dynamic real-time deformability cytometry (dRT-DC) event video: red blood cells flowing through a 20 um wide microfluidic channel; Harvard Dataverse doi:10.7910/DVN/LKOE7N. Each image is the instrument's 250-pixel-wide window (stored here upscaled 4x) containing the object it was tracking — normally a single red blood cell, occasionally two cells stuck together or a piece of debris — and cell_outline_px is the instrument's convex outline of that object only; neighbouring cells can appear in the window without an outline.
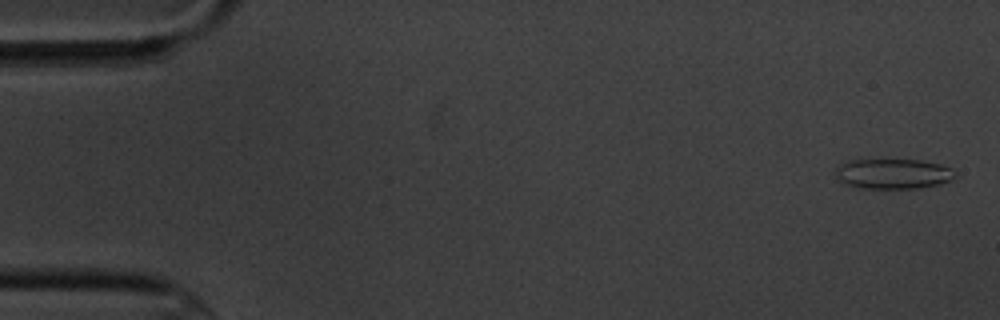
{"species": "common noctule bat (a hibernating species)", "species_latin": "Nyctalus noctula", "temperature_condition": "cold", "stored_images_in_passage": 5, "camera_frame_rate_fps": 3000, "um_per_image_px": 0.085, "animal": {"sex": "male", "body_mass_g": 20.1, "forearm_length_mm": 53.5}, "frame": {"image": 1, "passage_image": 1, "time_ms": 0.0, "image_size_px": [1000, 320], "cell_outline_px": [[952, 180], [920, 188], [860, 188], [844, 184], [836, 180], [836, 168], [844, 160], [920, 160], [940, 164], [952, 168]], "centroid_in_image_um": [75.83, 14.77], "position_along_channel_um": 9.2, "area_um2": 20.92}}